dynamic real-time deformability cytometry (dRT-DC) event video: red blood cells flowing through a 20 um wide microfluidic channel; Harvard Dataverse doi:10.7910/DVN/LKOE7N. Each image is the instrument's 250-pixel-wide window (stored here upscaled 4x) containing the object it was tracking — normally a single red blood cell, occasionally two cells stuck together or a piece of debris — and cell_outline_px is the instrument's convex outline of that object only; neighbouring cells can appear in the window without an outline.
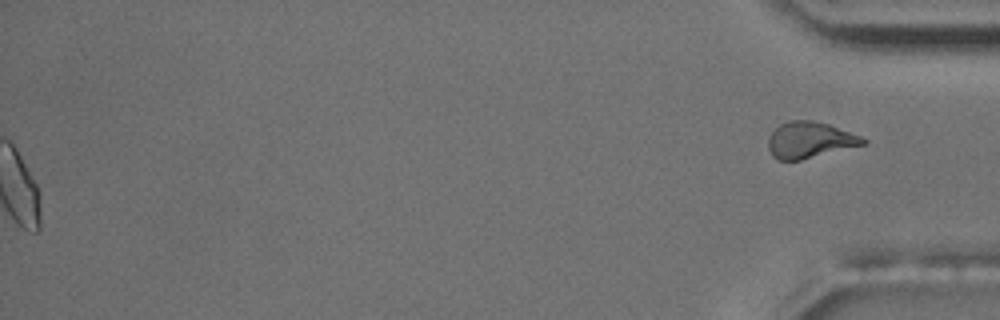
{"species": "common noctule bat (a hibernating species)", "species_latin": "Nyctalus noctula", "temperature_condition": "room temperature", "stored_images_in_passage": 56, "segment_of_instrument_passage": [2, 2], "camera_frame_rate_fps": 3000, "um_per_image_px": 0.085, "animal": {"sex": "male", "body_mass_g": 17.5, "forearm_length_mm": 52.3}, "frame": {"image": 1, "passage_image": 56, "time_ms": 18.333, "image_size_px": [1000, 320], "cell_outline_px": [[868, 144], [800, 160], [776, 160], [772, 156], [768, 148], [768, 136], [780, 124], [788, 120], [812, 120], [828, 124], [860, 136], [868, 140]], "centroid_in_image_um": [68.82, 11.91], "position_along_channel_um": 366.4, "area_um2": 20.11}}